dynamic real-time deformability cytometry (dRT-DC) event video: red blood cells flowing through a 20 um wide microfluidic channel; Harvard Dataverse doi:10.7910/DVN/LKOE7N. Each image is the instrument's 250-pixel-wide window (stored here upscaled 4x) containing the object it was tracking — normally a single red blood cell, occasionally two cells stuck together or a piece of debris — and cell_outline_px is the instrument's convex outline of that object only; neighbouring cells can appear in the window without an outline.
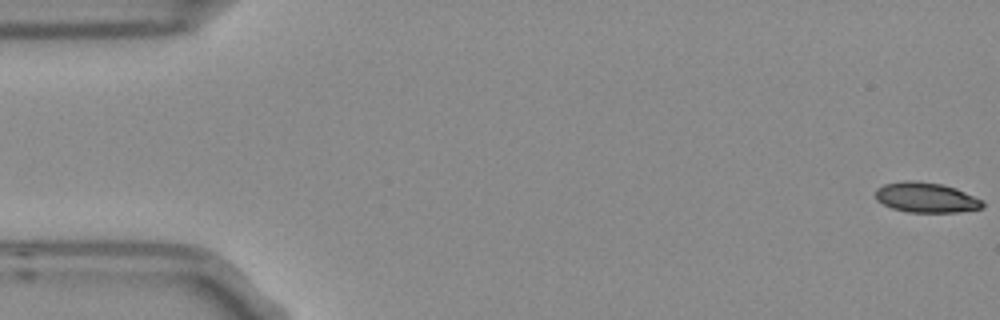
{"species": "Egyptian fruit bat (a non-hibernating species)", "species_latin": "Rousettus aegyptiacus", "temperature_condition": "room temperature", "stored_images_in_passage": 5, "camera_frame_rate_fps": 3000, "um_per_image_px": 0.085, "frame": {"image": 1, "passage_image": 1, "time_ms": 0.0, "image_size_px": [1000, 320], "cell_outline_px": [[984, 208], [956, 212], [908, 212], [892, 208], [876, 200], [876, 188], [884, 184], [904, 180], [916, 180], [944, 184], [956, 188], [984, 200]], "centroid_in_image_um": [78.74, 16.77], "position_along_channel_um": 6.3, "area_um2": 19.02}}
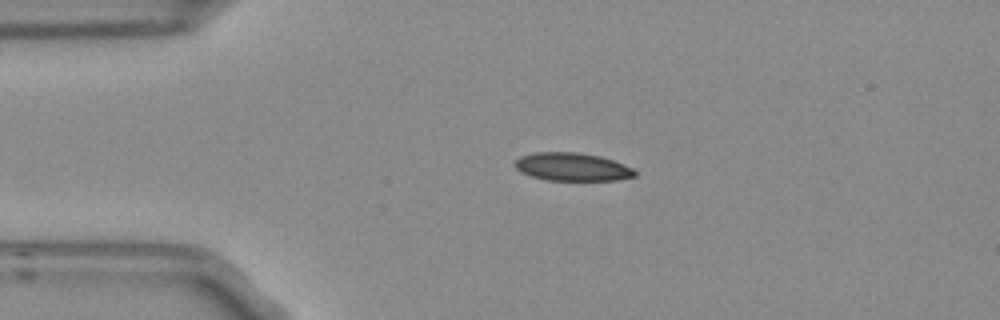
{"frame": {"image": 2, "passage_image": 4, "time_ms": 1.0, "image_size_px": [1000, 320], "cell_outline_px": [[636, 176], [620, 180], [548, 180], [532, 176], [520, 172], [512, 164], [520, 156], [532, 152], [576, 152], [600, 156], [624, 164], [632, 168], [636, 172]], "centroid_in_image_um": [48.62, 14.18], "position_along_channel_um": 36.4, "area_um2": 19.71}}